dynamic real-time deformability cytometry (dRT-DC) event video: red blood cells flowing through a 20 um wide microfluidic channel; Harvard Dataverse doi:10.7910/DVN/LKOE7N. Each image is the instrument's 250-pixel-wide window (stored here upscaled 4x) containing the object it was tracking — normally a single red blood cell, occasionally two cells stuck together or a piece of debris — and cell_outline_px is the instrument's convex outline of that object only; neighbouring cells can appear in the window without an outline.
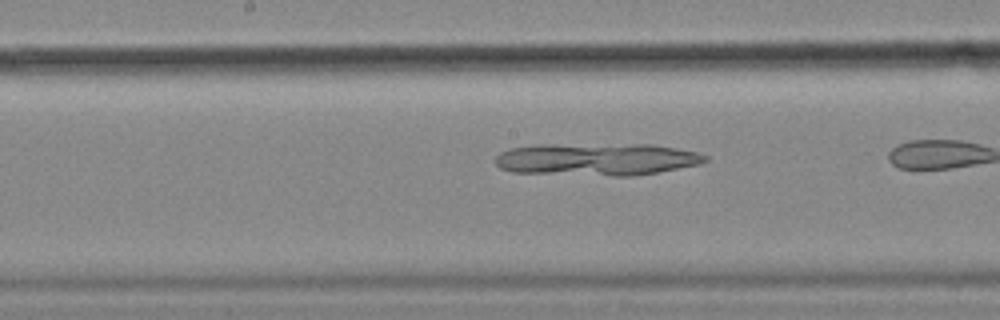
{"species": "common noctule bat (a hibernating species)", "species_latin": "Nyctalus noctula", "temperature_condition": "cold", "stored_images_in_passage": 37, "camera_frame_rate_fps": 3000, "um_per_image_px": 0.085, "animal": {"sex": "female", "body_mass_g": 18.4}, "frame": {"image": 1, "passage_image": 22, "time_ms": 7.0, "image_size_px": [1000, 320], "cell_outline_px": [[708, 160], [700, 164], [656, 172], [632, 176], [612, 176], [512, 172], [500, 168], [492, 160], [500, 152], [508, 148], [536, 144], [652, 144], [676, 148], [696, 152], [708, 156]], "centroid_in_image_um": [50.67, 13.53], "position_along_channel_um": 197.5, "area_um2": 40.06}}